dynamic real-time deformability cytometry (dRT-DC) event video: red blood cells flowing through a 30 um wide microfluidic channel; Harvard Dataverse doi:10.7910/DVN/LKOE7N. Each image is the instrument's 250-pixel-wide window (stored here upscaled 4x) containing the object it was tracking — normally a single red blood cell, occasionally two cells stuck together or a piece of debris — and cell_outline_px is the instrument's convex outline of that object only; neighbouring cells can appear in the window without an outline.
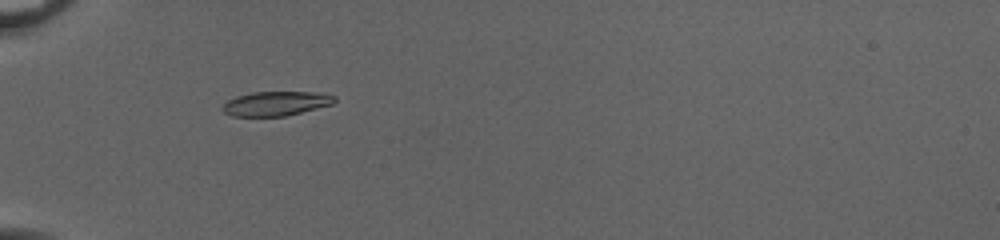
{"species": "common noctule bat (a hibernating species)", "species_latin": "Nyctalus noctula", "temperature_condition": "cold", "stored_images_in_passage": 12, "camera_frame_rate_fps": 3000, "um_per_image_px": 0.085, "animal": {"sex": "female", "body_mass_g": 20.0, "forearm_length_mm": 54.0}, "frame": {"image": 1, "passage_image": 3, "time_ms": 0.667, "image_size_px": [1000, 240], "cell_outline_px": [[336, 100], [332, 104], [284, 116], [232, 116], [224, 112], [220, 108], [228, 100], [236, 96], [252, 92], [312, 92], [336, 96]], "centroid_in_image_um": [23.41, 8.8], "position_along_channel_um": 61.6, "area_um2": 15.72}}
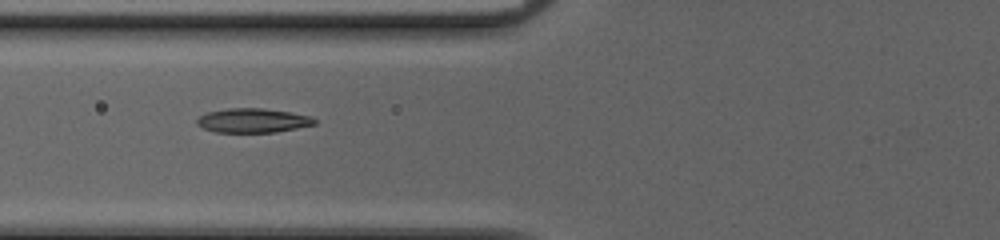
{"frame": {"image": 2, "passage_image": 7, "time_ms": 2.0, "image_size_px": [1000, 240], "cell_outline_px": [[316, 124], [276, 132], [216, 132], [204, 128], [196, 124], [196, 120], [200, 116], [208, 112], [228, 108], [264, 108], [312, 116], [316, 120]], "centroid_in_image_um": [21.5, 10.24], "position_along_channel_um": 104.3, "area_um2": 16.53}}
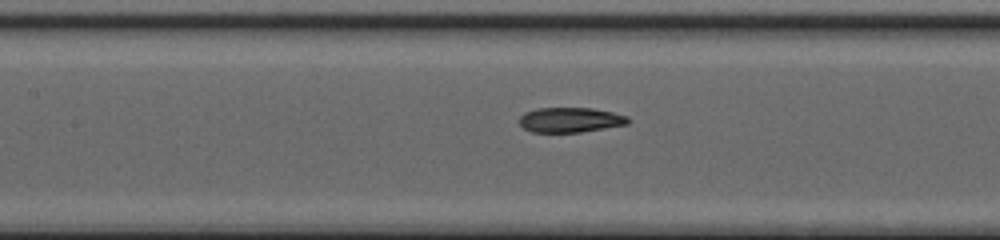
{"frame": {"image": 3, "passage_image": 11, "time_ms": 3.333, "image_size_px": [1000, 240], "cell_outline_px": [[632, 120], [628, 124], [580, 132], [532, 132], [524, 128], [520, 124], [520, 116], [524, 112], [536, 108], [592, 108], [612, 112], [628, 116]], "centroid_in_image_um": [48.49, 10.18], "position_along_channel_um": 158.9, "area_um2": 15.84}}